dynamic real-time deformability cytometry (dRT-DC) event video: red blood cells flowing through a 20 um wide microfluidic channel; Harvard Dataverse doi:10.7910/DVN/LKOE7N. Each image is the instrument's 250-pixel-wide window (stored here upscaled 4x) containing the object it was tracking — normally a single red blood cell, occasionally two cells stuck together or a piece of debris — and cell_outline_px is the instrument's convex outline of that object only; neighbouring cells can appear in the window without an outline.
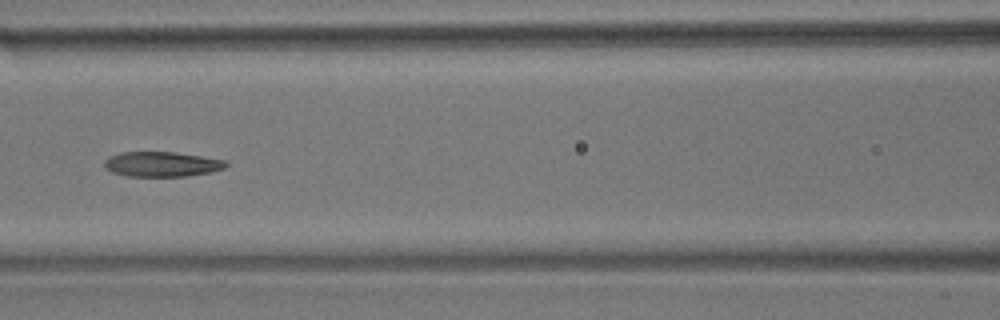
{"species": "common noctule bat (a hibernating species)", "species_latin": "Nyctalus noctula", "temperature_condition": "room temperature", "stored_images_in_passage": 12, "camera_frame_rate_fps": 3000, "um_per_image_px": 0.085, "animal": {"sex": "male", "body_mass_g": 17.9}, "frame": {"image": 1, "passage_image": 3, "time_ms": 0.667, "image_size_px": [1000, 320], "cell_outline_px": [[228, 164], [224, 168], [212, 172], [188, 176], [128, 176], [112, 172], [104, 168], [104, 160], [108, 156], [120, 152], [176, 152], [228, 160]], "centroid_in_image_um": [13.76, 13.95], "position_along_channel_um": 152.8, "area_um2": 17.92}}
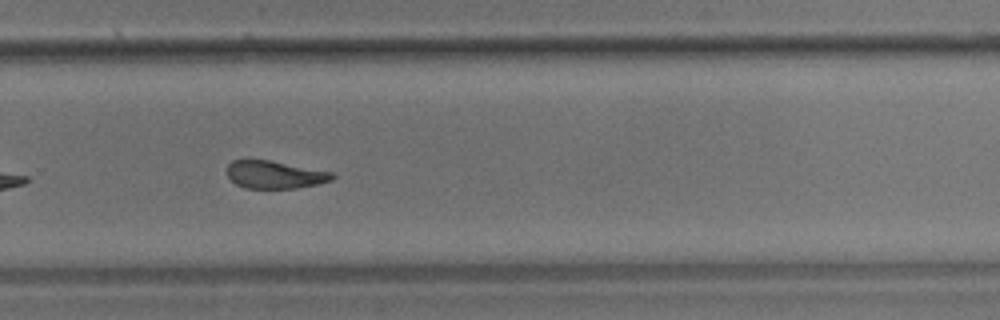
{"frame": {"image": 2, "passage_image": 7, "time_ms": 2.0, "image_size_px": [1000, 320], "cell_outline_px": [[336, 176], [332, 180], [316, 184], [296, 188], [244, 188], [236, 184], [228, 176], [228, 164], [232, 160], [268, 160], [332, 172]], "centroid_in_image_um": [23.35, 14.85], "position_along_channel_um": 306.4, "area_um2": 16.76}}
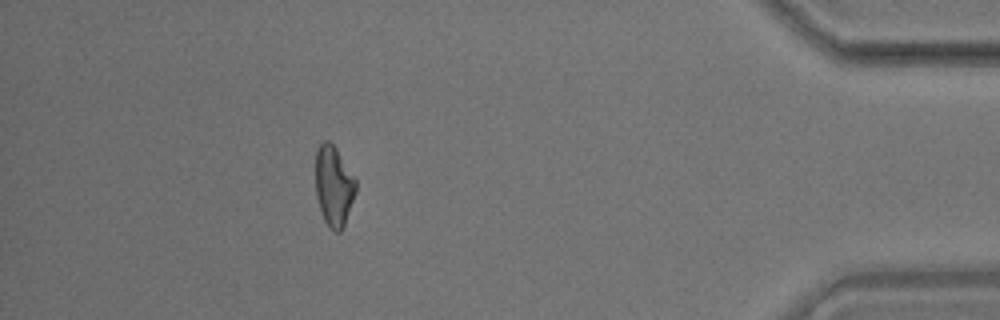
{"frame": {"image": 3, "passage_image": 12, "time_ms": 3.667, "image_size_px": [1000, 320], "cell_outline_px": [[356, 192], [344, 224], [340, 232], [336, 232], [324, 220], [316, 196], [316, 152], [320, 144], [324, 140], [328, 140], [336, 148], [356, 180]], "centroid_in_image_um": [28.37, 15.78], "position_along_channel_um": 406.8, "area_um2": 18.5}}